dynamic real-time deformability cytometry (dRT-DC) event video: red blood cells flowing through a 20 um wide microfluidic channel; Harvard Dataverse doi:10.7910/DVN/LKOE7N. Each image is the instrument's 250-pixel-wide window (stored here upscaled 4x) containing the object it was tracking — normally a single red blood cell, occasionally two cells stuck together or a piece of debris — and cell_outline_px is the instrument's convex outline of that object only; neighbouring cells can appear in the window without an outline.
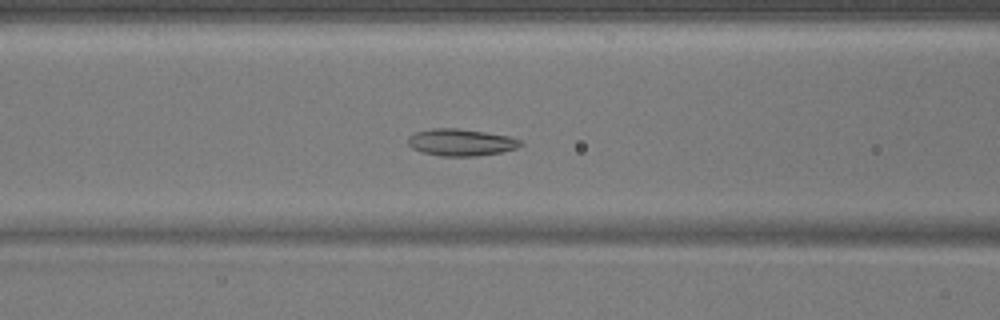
{"species": "common noctule bat (a hibernating species)", "species_latin": "Nyctalus noctula", "temperature_condition": "warm", "stored_images_in_passage": 48, "camera_frame_rate_fps": 3000, "um_per_image_px": 0.085, "animal": {"sex": "male", "body_mass_g": 17.9}, "frame": {"image": 1, "passage_image": 18, "time_ms": 5.667, "image_size_px": [1000, 320], "cell_outline_px": [[524, 144], [516, 148], [500, 152], [476, 156], [440, 156], [420, 152], [412, 148], [408, 144], [408, 136], [416, 132], [432, 128], [460, 128], [508, 136], [520, 140]], "centroid_in_image_um": [39.15, 12.1], "position_along_channel_um": 127.5, "area_um2": 17.69}}
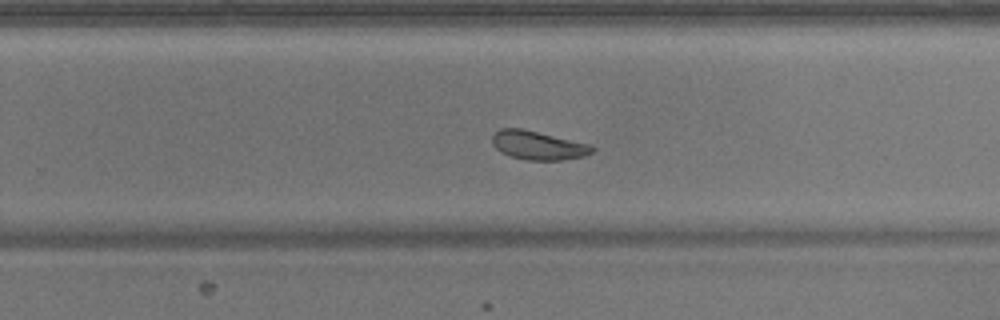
{"frame": {"image": 2, "passage_image": 30, "time_ms": 9.667, "image_size_px": [1000, 320], "cell_outline_px": [[596, 148], [592, 152], [584, 156], [560, 160], [524, 160], [508, 156], [500, 152], [492, 144], [492, 136], [500, 128], [520, 128], [588, 144]], "centroid_in_image_um": [45.68, 12.37], "position_along_channel_um": 284.1, "area_um2": 16.59}}
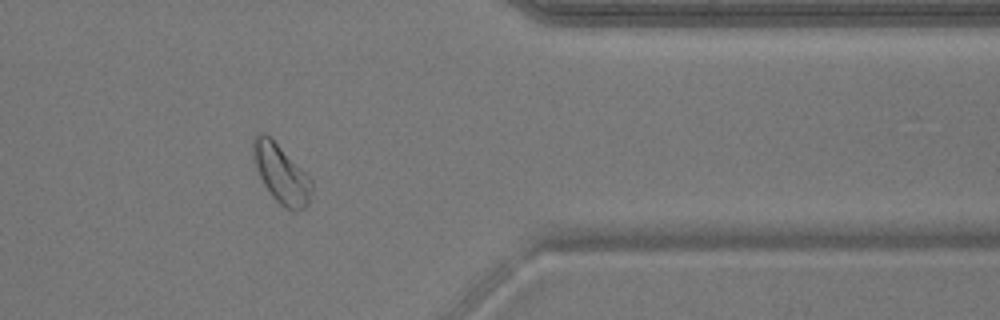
{"frame": {"image": 3, "passage_image": 39, "time_ms": 12.667, "image_size_px": [1000, 320], "cell_outline_px": [[312, 192], [308, 204], [304, 208], [296, 212], [292, 212], [284, 208], [272, 196], [264, 184], [256, 168], [252, 156], [252, 140], [256, 132], [264, 132], [312, 180]], "centroid_in_image_um": [23.88, 14.8], "position_along_channel_um": 387.5, "area_um2": 19.77}}